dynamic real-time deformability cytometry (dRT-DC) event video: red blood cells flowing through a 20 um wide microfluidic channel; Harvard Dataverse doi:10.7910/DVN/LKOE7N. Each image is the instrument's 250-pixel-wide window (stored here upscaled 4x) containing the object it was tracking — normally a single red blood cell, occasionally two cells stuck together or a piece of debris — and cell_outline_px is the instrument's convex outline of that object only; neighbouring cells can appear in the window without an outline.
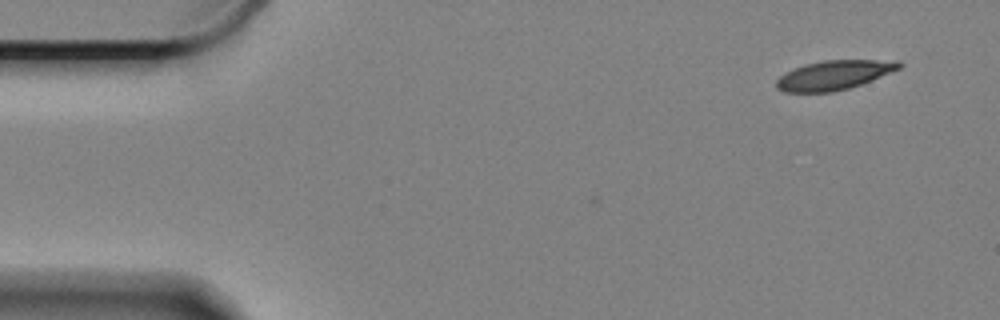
{"species": "Egyptian fruit bat (a non-hibernating species)", "species_latin": "Rousettus aegyptiacus", "temperature_condition": "cold", "stored_images_in_passage": 3, "camera_frame_rate_fps": 3000, "um_per_image_px": 0.085, "animal": {"sex": "female"}, "frame": {"image": 1, "passage_image": 3, "time_ms": 0.667, "image_size_px": [1000, 320], "cell_outline_px": [[904, 64], [900, 68], [860, 84], [848, 88], [832, 92], [784, 92], [776, 88], [776, 80], [780, 76], [804, 64], [824, 60], [896, 60]], "centroid_in_image_um": [70.88, 6.38], "position_along_channel_um": 14.1, "area_um2": 20.69}}